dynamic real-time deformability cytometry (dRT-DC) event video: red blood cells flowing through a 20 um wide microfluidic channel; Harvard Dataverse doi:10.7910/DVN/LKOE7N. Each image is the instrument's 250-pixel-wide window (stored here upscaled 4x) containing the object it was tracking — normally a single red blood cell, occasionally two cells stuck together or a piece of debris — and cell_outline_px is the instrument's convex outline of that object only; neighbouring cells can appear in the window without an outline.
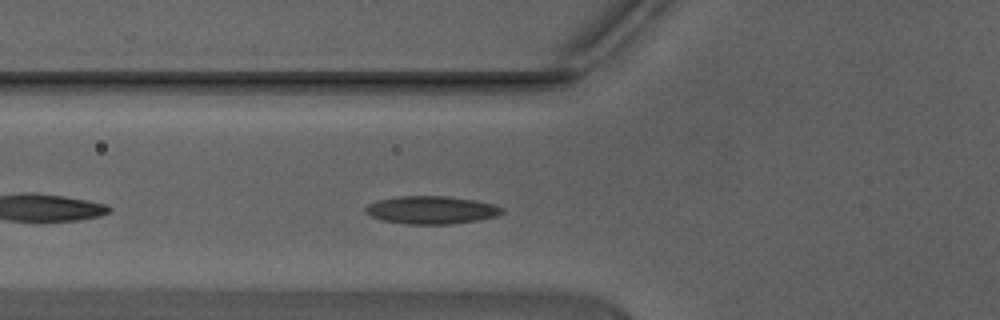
{"species": "Egyptian fruit bat (a non-hibernating species)", "species_latin": "Rousettus aegyptiacus", "temperature_condition": "warm", "stored_images_in_passage": 33, "camera_frame_rate_fps": 3000, "um_per_image_px": 0.085, "animal": {"sex": "male"}, "frame": {"image": 1, "passage_image": 4, "time_ms": 1.0, "image_size_px": [1000, 320], "cell_outline_px": [[504, 212], [496, 216], [480, 220], [452, 224], [404, 224], [380, 220], [364, 212], [364, 208], [368, 204], [376, 200], [396, 196], [448, 196], [472, 200], [492, 204], [504, 208]], "centroid_in_image_um": [36.63, 17.85], "position_along_channel_um": 89.2, "area_um2": 22.37}}
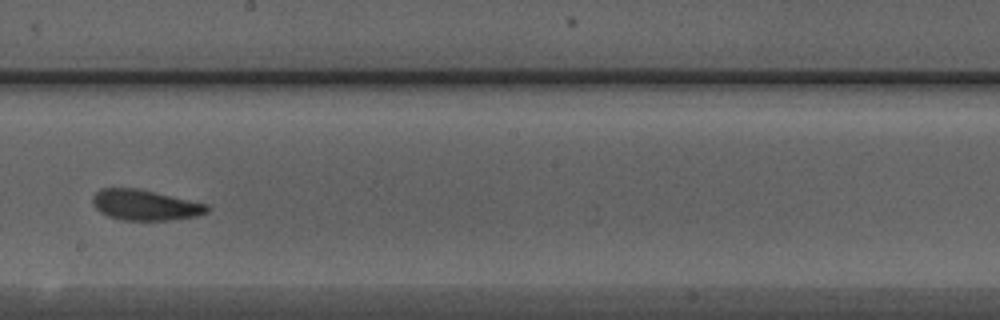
{"frame": {"image": 2, "passage_image": 14, "time_ms": 4.333, "image_size_px": [1000, 320], "cell_outline_px": [[208, 212], [196, 216], [168, 220], [124, 220], [108, 216], [100, 212], [92, 204], [92, 196], [100, 188], [136, 188], [208, 204]], "centroid_in_image_um": [12.29, 17.42], "position_along_channel_um": 235.9, "area_um2": 20.23}}
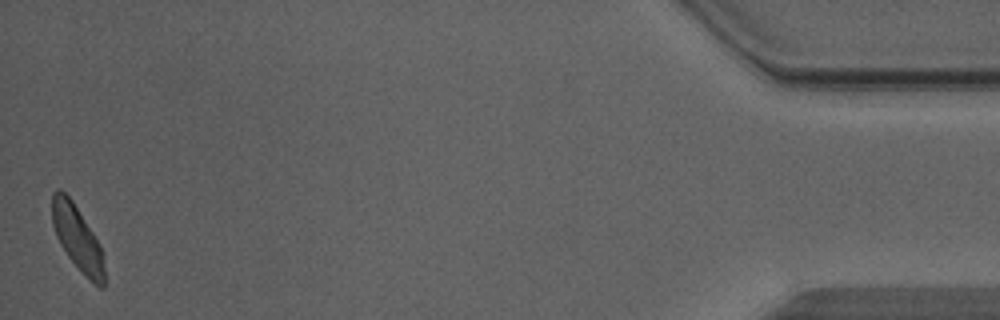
{"frame": {"image": 3, "passage_image": 33, "time_ms": 10.667, "image_size_px": [1000, 320], "cell_outline_px": [[104, 288], [100, 288], [68, 256], [60, 244], [56, 236], [52, 224], [52, 192], [56, 188], [60, 188], [72, 200], [92, 232], [100, 248], [104, 268]], "centroid_in_image_um": [6.52, 20.16], "position_along_channel_um": 428.7, "area_um2": 18.96}, "authors_computed_cell_mechanics": {"area_um2": 20.5768, "velocity_mm_per_s": 4.4048, "shape_relaxation_time_tau1_ms": 4.8769, "shape_relaxation_time_tau2_ms": 1.8749, "deformation_change_tau1": 0.1258, "deformation_change_tau2": 0.0813}}